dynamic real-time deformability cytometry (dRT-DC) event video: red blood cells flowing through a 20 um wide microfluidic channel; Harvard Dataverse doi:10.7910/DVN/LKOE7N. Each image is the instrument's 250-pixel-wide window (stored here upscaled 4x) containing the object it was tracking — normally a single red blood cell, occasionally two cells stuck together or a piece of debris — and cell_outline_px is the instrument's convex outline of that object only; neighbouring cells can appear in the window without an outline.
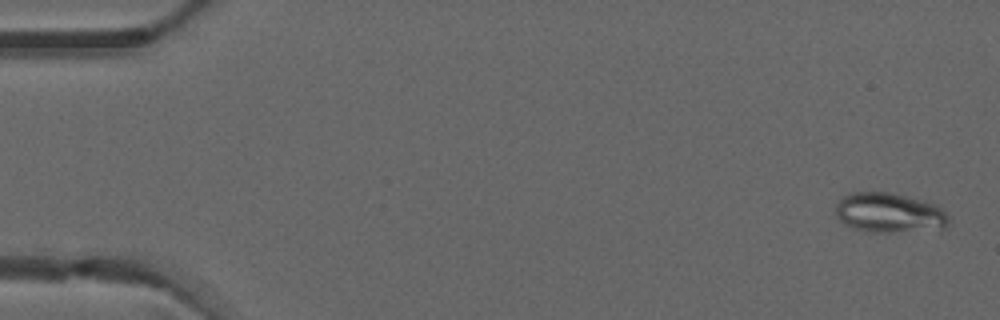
{"species": "common noctule bat (a hibernating species)", "species_latin": "Nyctalus noctula", "temperature_condition": "warm", "stored_images_in_passage": 4, "camera_frame_rate_fps": 3000, "um_per_image_px": 0.085, "animal": {"sex": "male", "forearm_length_mm": 52.5}, "frame": {"image": 1, "passage_image": 1, "time_ms": 0.0, "image_size_px": [1000, 320], "cell_outline_px": [[948, 224], [940, 232], [864, 232], [844, 224], [836, 216], [836, 204], [840, 196], [852, 192], [888, 192], [924, 200], [936, 204], [948, 216]], "centroid_in_image_um": [75.62, 18.12], "position_along_channel_um": 9.4, "area_um2": 26.99}}